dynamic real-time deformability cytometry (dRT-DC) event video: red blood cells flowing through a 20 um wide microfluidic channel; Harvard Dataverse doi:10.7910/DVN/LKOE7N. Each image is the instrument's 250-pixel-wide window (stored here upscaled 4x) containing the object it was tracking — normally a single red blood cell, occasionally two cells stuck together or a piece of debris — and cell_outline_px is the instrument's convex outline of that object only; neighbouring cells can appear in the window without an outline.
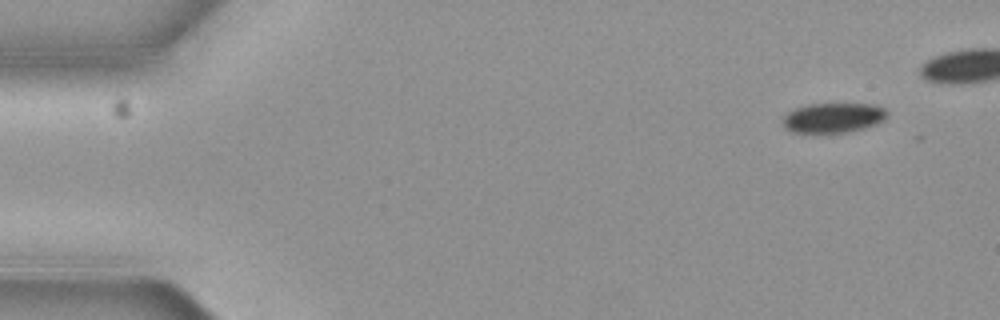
{"species": "common noctule bat (a hibernating species)", "species_latin": "Nyctalus noctula", "temperature_condition": "cold", "stored_images_in_passage": 7, "camera_frame_rate_fps": 3000, "um_per_image_px": 0.085, "animal": {"sex": "female", "body_mass_g": 19.3, "forearm_length_mm": 54.1}, "frame": {"image": 1, "passage_image": 1, "time_ms": 0.0, "image_size_px": [1000, 320], "cell_outline_px": [[888, 116], [884, 120], [876, 124], [864, 128], [848, 132], [792, 132], [784, 128], [784, 116], [788, 112], [796, 108], [808, 104], [872, 104], [884, 108], [888, 112]], "centroid_in_image_um": [70.85, 10.0], "position_along_channel_um": 14.1, "area_um2": 18.03}}
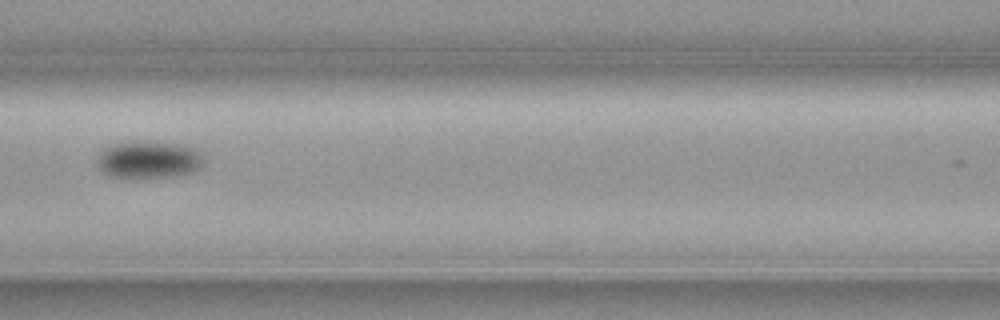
{"frame": {"image": 2, "passage_image": 7, "time_ms": 2.0, "image_size_px": [1000, 320], "cell_outline_px": [[208, 160], [200, 168], [192, 172], [180, 176], [136, 180], [108, 176], [100, 172], [96, 160], [100, 152], [104, 148], [112, 144], [132, 140], [184, 144], [196, 148]], "centroid_in_image_um": [12.66, 13.6], "position_along_channel_um": 153.9, "area_um2": 24.68}}